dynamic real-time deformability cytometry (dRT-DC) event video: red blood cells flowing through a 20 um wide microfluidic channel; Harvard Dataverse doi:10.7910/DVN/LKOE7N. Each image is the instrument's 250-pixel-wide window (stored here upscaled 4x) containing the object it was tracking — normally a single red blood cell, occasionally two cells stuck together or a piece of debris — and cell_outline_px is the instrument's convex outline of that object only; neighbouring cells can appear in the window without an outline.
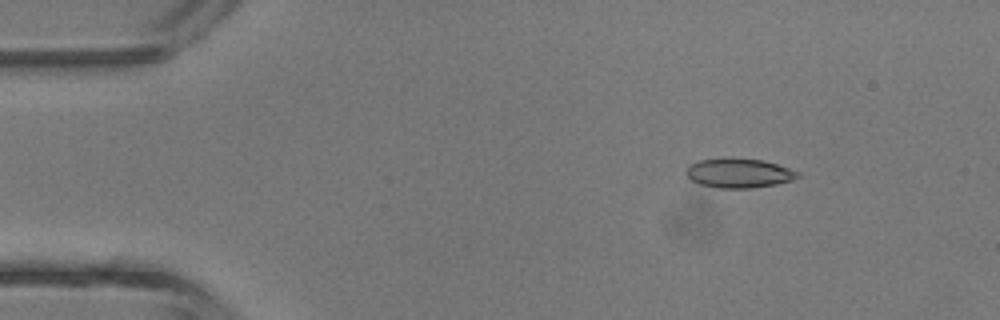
{"species": "common noctule bat (a hibernating species)", "species_latin": "Nyctalus noctula", "temperature_condition": "room temperature", "stored_images_in_passage": 4, "camera_frame_rate_fps": 3000, "um_per_image_px": 0.085, "animal": {"sex": "male", "body_mass_g": 13.3}, "frame": {"image": 1, "passage_image": 2, "time_ms": 1.0, "image_size_px": [1000, 320], "cell_outline_px": [[800, 176], [792, 180], [776, 184], [752, 188], [716, 188], [700, 184], [692, 180], [684, 172], [696, 160], [724, 156], [760, 160], [776, 164], [800, 172]], "centroid_in_image_um": [62.78, 14.69], "position_along_channel_um": 22.2, "area_um2": 19.36}}
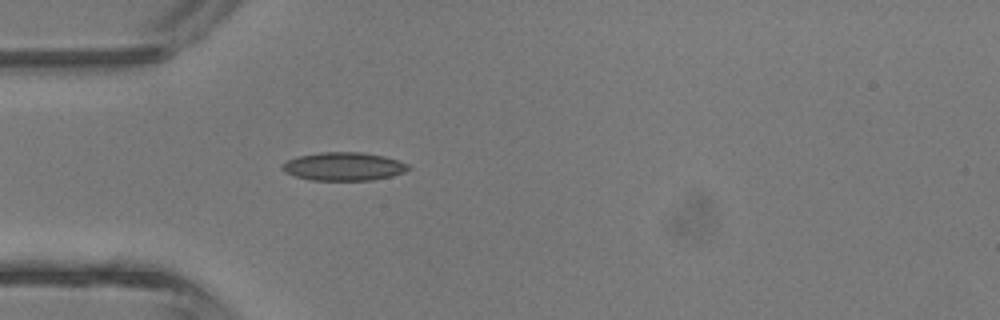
{"frame": {"image": 2, "passage_image": 4, "time_ms": 3.333, "image_size_px": [1000, 320], "cell_outline_px": [[412, 168], [404, 172], [392, 176], [372, 180], [312, 180], [296, 176], [284, 172], [280, 168], [288, 160], [296, 156], [320, 152], [360, 152], [384, 156], [408, 164]], "centroid_in_image_um": [29.21, 14.14], "position_along_channel_um": 55.8, "area_um2": 20.75}}